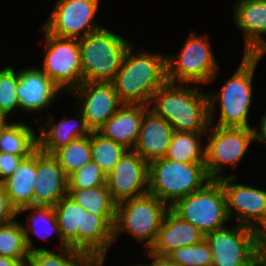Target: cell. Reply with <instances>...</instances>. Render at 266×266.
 <instances>
[{
    "mask_svg": "<svg viewBox=\"0 0 266 266\" xmlns=\"http://www.w3.org/2000/svg\"><path fill=\"white\" fill-rule=\"evenodd\" d=\"M61 238L89 257H105L113 242V228L100 216L85 211L68 194L54 207Z\"/></svg>",
    "mask_w": 266,
    "mask_h": 266,
    "instance_id": "cell-1",
    "label": "cell"
},
{
    "mask_svg": "<svg viewBox=\"0 0 266 266\" xmlns=\"http://www.w3.org/2000/svg\"><path fill=\"white\" fill-rule=\"evenodd\" d=\"M128 47L112 84L123 104L150 106L153 94L167 82L166 55Z\"/></svg>",
    "mask_w": 266,
    "mask_h": 266,
    "instance_id": "cell-2",
    "label": "cell"
},
{
    "mask_svg": "<svg viewBox=\"0 0 266 266\" xmlns=\"http://www.w3.org/2000/svg\"><path fill=\"white\" fill-rule=\"evenodd\" d=\"M166 82L152 97L151 109L180 132H205L210 126L207 93Z\"/></svg>",
    "mask_w": 266,
    "mask_h": 266,
    "instance_id": "cell-3",
    "label": "cell"
},
{
    "mask_svg": "<svg viewBox=\"0 0 266 266\" xmlns=\"http://www.w3.org/2000/svg\"><path fill=\"white\" fill-rule=\"evenodd\" d=\"M210 180L205 162H180L164 157L148 163V192L165 203L169 201V206Z\"/></svg>",
    "mask_w": 266,
    "mask_h": 266,
    "instance_id": "cell-4",
    "label": "cell"
},
{
    "mask_svg": "<svg viewBox=\"0 0 266 266\" xmlns=\"http://www.w3.org/2000/svg\"><path fill=\"white\" fill-rule=\"evenodd\" d=\"M263 55L244 54L243 60L223 87L220 94H207L209 101V122L213 120V109L218 99L221 104V115L215 126L251 128L247 116L252 99V79L257 62Z\"/></svg>",
    "mask_w": 266,
    "mask_h": 266,
    "instance_id": "cell-5",
    "label": "cell"
},
{
    "mask_svg": "<svg viewBox=\"0 0 266 266\" xmlns=\"http://www.w3.org/2000/svg\"><path fill=\"white\" fill-rule=\"evenodd\" d=\"M78 41L83 82H112L130 46L128 40L101 28Z\"/></svg>",
    "mask_w": 266,
    "mask_h": 266,
    "instance_id": "cell-6",
    "label": "cell"
},
{
    "mask_svg": "<svg viewBox=\"0 0 266 266\" xmlns=\"http://www.w3.org/2000/svg\"><path fill=\"white\" fill-rule=\"evenodd\" d=\"M168 210L169 205L149 192L117 204L113 241L125 230L150 249Z\"/></svg>",
    "mask_w": 266,
    "mask_h": 266,
    "instance_id": "cell-7",
    "label": "cell"
},
{
    "mask_svg": "<svg viewBox=\"0 0 266 266\" xmlns=\"http://www.w3.org/2000/svg\"><path fill=\"white\" fill-rule=\"evenodd\" d=\"M169 209L190 222L204 235L221 228L229 220L221 182L211 179L201 189L176 200Z\"/></svg>",
    "mask_w": 266,
    "mask_h": 266,
    "instance_id": "cell-8",
    "label": "cell"
},
{
    "mask_svg": "<svg viewBox=\"0 0 266 266\" xmlns=\"http://www.w3.org/2000/svg\"><path fill=\"white\" fill-rule=\"evenodd\" d=\"M212 252V266H253L262 253L258 231L237 223L205 235Z\"/></svg>",
    "mask_w": 266,
    "mask_h": 266,
    "instance_id": "cell-9",
    "label": "cell"
},
{
    "mask_svg": "<svg viewBox=\"0 0 266 266\" xmlns=\"http://www.w3.org/2000/svg\"><path fill=\"white\" fill-rule=\"evenodd\" d=\"M206 37L192 35L178 57H166L167 82L206 84L216 78L218 65Z\"/></svg>",
    "mask_w": 266,
    "mask_h": 266,
    "instance_id": "cell-10",
    "label": "cell"
},
{
    "mask_svg": "<svg viewBox=\"0 0 266 266\" xmlns=\"http://www.w3.org/2000/svg\"><path fill=\"white\" fill-rule=\"evenodd\" d=\"M211 129L205 147V169L210 179L218 180L224 164L235 167L242 160L254 141V132L253 128L214 126Z\"/></svg>",
    "mask_w": 266,
    "mask_h": 266,
    "instance_id": "cell-11",
    "label": "cell"
},
{
    "mask_svg": "<svg viewBox=\"0 0 266 266\" xmlns=\"http://www.w3.org/2000/svg\"><path fill=\"white\" fill-rule=\"evenodd\" d=\"M41 29L46 37V57L41 70L60 89L72 91L83 82L79 41L51 35Z\"/></svg>",
    "mask_w": 266,
    "mask_h": 266,
    "instance_id": "cell-12",
    "label": "cell"
},
{
    "mask_svg": "<svg viewBox=\"0 0 266 266\" xmlns=\"http://www.w3.org/2000/svg\"><path fill=\"white\" fill-rule=\"evenodd\" d=\"M98 4L99 0H58L42 28L62 38H83L102 28L93 23Z\"/></svg>",
    "mask_w": 266,
    "mask_h": 266,
    "instance_id": "cell-13",
    "label": "cell"
},
{
    "mask_svg": "<svg viewBox=\"0 0 266 266\" xmlns=\"http://www.w3.org/2000/svg\"><path fill=\"white\" fill-rule=\"evenodd\" d=\"M236 176L218 179L226 196V209L229 220L235 211L238 224L259 231L266 224V191L241 184H234ZM256 222H253V221ZM259 223V226L256 223Z\"/></svg>",
    "mask_w": 266,
    "mask_h": 266,
    "instance_id": "cell-14",
    "label": "cell"
},
{
    "mask_svg": "<svg viewBox=\"0 0 266 266\" xmlns=\"http://www.w3.org/2000/svg\"><path fill=\"white\" fill-rule=\"evenodd\" d=\"M106 186L116 204L147 193L148 163L128 149L106 176Z\"/></svg>",
    "mask_w": 266,
    "mask_h": 266,
    "instance_id": "cell-15",
    "label": "cell"
},
{
    "mask_svg": "<svg viewBox=\"0 0 266 266\" xmlns=\"http://www.w3.org/2000/svg\"><path fill=\"white\" fill-rule=\"evenodd\" d=\"M71 93L79 97L81 115L92 131L102 127L123 105L112 82H82Z\"/></svg>",
    "mask_w": 266,
    "mask_h": 266,
    "instance_id": "cell-16",
    "label": "cell"
},
{
    "mask_svg": "<svg viewBox=\"0 0 266 266\" xmlns=\"http://www.w3.org/2000/svg\"><path fill=\"white\" fill-rule=\"evenodd\" d=\"M36 177L33 205L54 207L68 194V176L58 160L39 149L36 150Z\"/></svg>",
    "mask_w": 266,
    "mask_h": 266,
    "instance_id": "cell-17",
    "label": "cell"
},
{
    "mask_svg": "<svg viewBox=\"0 0 266 266\" xmlns=\"http://www.w3.org/2000/svg\"><path fill=\"white\" fill-rule=\"evenodd\" d=\"M203 239H205V235L198 228L190 222L182 220L169 209L148 255L156 260H164L174 250L197 244Z\"/></svg>",
    "mask_w": 266,
    "mask_h": 266,
    "instance_id": "cell-18",
    "label": "cell"
},
{
    "mask_svg": "<svg viewBox=\"0 0 266 266\" xmlns=\"http://www.w3.org/2000/svg\"><path fill=\"white\" fill-rule=\"evenodd\" d=\"M238 1L234 7V20L244 33V54L264 55L266 41L262 34H266V0Z\"/></svg>",
    "mask_w": 266,
    "mask_h": 266,
    "instance_id": "cell-19",
    "label": "cell"
},
{
    "mask_svg": "<svg viewBox=\"0 0 266 266\" xmlns=\"http://www.w3.org/2000/svg\"><path fill=\"white\" fill-rule=\"evenodd\" d=\"M59 91L61 89L39 68L18 72L16 93L20 108L27 112H39L50 106Z\"/></svg>",
    "mask_w": 266,
    "mask_h": 266,
    "instance_id": "cell-20",
    "label": "cell"
},
{
    "mask_svg": "<svg viewBox=\"0 0 266 266\" xmlns=\"http://www.w3.org/2000/svg\"><path fill=\"white\" fill-rule=\"evenodd\" d=\"M173 132V127L165 119L148 109L143 115L138 141L133 150L147 163L164 158Z\"/></svg>",
    "mask_w": 266,
    "mask_h": 266,
    "instance_id": "cell-21",
    "label": "cell"
},
{
    "mask_svg": "<svg viewBox=\"0 0 266 266\" xmlns=\"http://www.w3.org/2000/svg\"><path fill=\"white\" fill-rule=\"evenodd\" d=\"M149 107L123 104L97 131L104 137L132 150L138 141L143 115Z\"/></svg>",
    "mask_w": 266,
    "mask_h": 266,
    "instance_id": "cell-22",
    "label": "cell"
},
{
    "mask_svg": "<svg viewBox=\"0 0 266 266\" xmlns=\"http://www.w3.org/2000/svg\"><path fill=\"white\" fill-rule=\"evenodd\" d=\"M36 151L24 158L15 171L2 183L11 205L20 208L33 205L34 187L36 185Z\"/></svg>",
    "mask_w": 266,
    "mask_h": 266,
    "instance_id": "cell-23",
    "label": "cell"
},
{
    "mask_svg": "<svg viewBox=\"0 0 266 266\" xmlns=\"http://www.w3.org/2000/svg\"><path fill=\"white\" fill-rule=\"evenodd\" d=\"M50 120V129L41 126L40 135L37 137L38 149L49 155H53L72 140L89 136L92 131L87 126L83 115L79 121L66 120V117H64L58 124H55L52 117H50Z\"/></svg>",
    "mask_w": 266,
    "mask_h": 266,
    "instance_id": "cell-24",
    "label": "cell"
},
{
    "mask_svg": "<svg viewBox=\"0 0 266 266\" xmlns=\"http://www.w3.org/2000/svg\"><path fill=\"white\" fill-rule=\"evenodd\" d=\"M68 195L85 211L100 215L113 228L117 204L113 201L107 186L68 189Z\"/></svg>",
    "mask_w": 266,
    "mask_h": 266,
    "instance_id": "cell-25",
    "label": "cell"
},
{
    "mask_svg": "<svg viewBox=\"0 0 266 266\" xmlns=\"http://www.w3.org/2000/svg\"><path fill=\"white\" fill-rule=\"evenodd\" d=\"M37 149V136L28 125L15 122L0 127V152L27 158Z\"/></svg>",
    "mask_w": 266,
    "mask_h": 266,
    "instance_id": "cell-26",
    "label": "cell"
},
{
    "mask_svg": "<svg viewBox=\"0 0 266 266\" xmlns=\"http://www.w3.org/2000/svg\"><path fill=\"white\" fill-rule=\"evenodd\" d=\"M202 133L174 131L165 158L180 162H205V148L202 149L199 142Z\"/></svg>",
    "mask_w": 266,
    "mask_h": 266,
    "instance_id": "cell-27",
    "label": "cell"
},
{
    "mask_svg": "<svg viewBox=\"0 0 266 266\" xmlns=\"http://www.w3.org/2000/svg\"><path fill=\"white\" fill-rule=\"evenodd\" d=\"M30 211L32 212L31 216H29L28 218V223L29 226H27V228L25 226L22 225L23 227V231H24V234H25V244H26V247L29 251V253H32L34 251H37V250H47L44 248H33L32 247V241L29 237V230H31L32 232H34L35 235H38L40 233V231H38L37 229V224H41V222L43 221V223H45V227L46 228H49L50 226V229L49 231L47 229H44L45 231L47 230L46 233H49V234H45V231H44V235H40L41 238H44L46 239L47 236H50L54 231H57V233L59 234L60 236V240H61V246L60 248L63 249V248H66V247H69V245L61 238V235H60V228H59V225H58V222H57V216H56V213H55V210L52 206H43V205H29V206H26V207H23V208H20L18 211H17V214H20L21 212H25V211ZM44 227V228H45ZM42 230V229H41ZM41 233V234H42Z\"/></svg>",
    "mask_w": 266,
    "mask_h": 266,
    "instance_id": "cell-28",
    "label": "cell"
},
{
    "mask_svg": "<svg viewBox=\"0 0 266 266\" xmlns=\"http://www.w3.org/2000/svg\"><path fill=\"white\" fill-rule=\"evenodd\" d=\"M0 256L18 260L23 266L28 264L23 227L14 219L0 225Z\"/></svg>",
    "mask_w": 266,
    "mask_h": 266,
    "instance_id": "cell-29",
    "label": "cell"
},
{
    "mask_svg": "<svg viewBox=\"0 0 266 266\" xmlns=\"http://www.w3.org/2000/svg\"><path fill=\"white\" fill-rule=\"evenodd\" d=\"M90 148L92 161L99 165L106 176L128 150L124 145L104 137L98 131L90 133Z\"/></svg>",
    "mask_w": 266,
    "mask_h": 266,
    "instance_id": "cell-30",
    "label": "cell"
},
{
    "mask_svg": "<svg viewBox=\"0 0 266 266\" xmlns=\"http://www.w3.org/2000/svg\"><path fill=\"white\" fill-rule=\"evenodd\" d=\"M53 156L67 176L82 168L91 159L90 135L72 140L57 150Z\"/></svg>",
    "mask_w": 266,
    "mask_h": 266,
    "instance_id": "cell-31",
    "label": "cell"
},
{
    "mask_svg": "<svg viewBox=\"0 0 266 266\" xmlns=\"http://www.w3.org/2000/svg\"><path fill=\"white\" fill-rule=\"evenodd\" d=\"M164 261L169 266H212V252L203 239L197 244L174 250Z\"/></svg>",
    "mask_w": 266,
    "mask_h": 266,
    "instance_id": "cell-32",
    "label": "cell"
},
{
    "mask_svg": "<svg viewBox=\"0 0 266 266\" xmlns=\"http://www.w3.org/2000/svg\"><path fill=\"white\" fill-rule=\"evenodd\" d=\"M57 254L48 250L29 253L28 266H81L89 256L70 247L61 249Z\"/></svg>",
    "mask_w": 266,
    "mask_h": 266,
    "instance_id": "cell-33",
    "label": "cell"
},
{
    "mask_svg": "<svg viewBox=\"0 0 266 266\" xmlns=\"http://www.w3.org/2000/svg\"><path fill=\"white\" fill-rule=\"evenodd\" d=\"M106 186V174L94 161L68 176V189H86Z\"/></svg>",
    "mask_w": 266,
    "mask_h": 266,
    "instance_id": "cell-34",
    "label": "cell"
},
{
    "mask_svg": "<svg viewBox=\"0 0 266 266\" xmlns=\"http://www.w3.org/2000/svg\"><path fill=\"white\" fill-rule=\"evenodd\" d=\"M18 87V73L13 67H6L0 71V109L8 116L14 108H20L16 93Z\"/></svg>",
    "mask_w": 266,
    "mask_h": 266,
    "instance_id": "cell-35",
    "label": "cell"
},
{
    "mask_svg": "<svg viewBox=\"0 0 266 266\" xmlns=\"http://www.w3.org/2000/svg\"><path fill=\"white\" fill-rule=\"evenodd\" d=\"M23 159L22 156L0 152V183L12 175Z\"/></svg>",
    "mask_w": 266,
    "mask_h": 266,
    "instance_id": "cell-36",
    "label": "cell"
},
{
    "mask_svg": "<svg viewBox=\"0 0 266 266\" xmlns=\"http://www.w3.org/2000/svg\"><path fill=\"white\" fill-rule=\"evenodd\" d=\"M16 209L11 205L3 183H0V225L14 219Z\"/></svg>",
    "mask_w": 266,
    "mask_h": 266,
    "instance_id": "cell-37",
    "label": "cell"
},
{
    "mask_svg": "<svg viewBox=\"0 0 266 266\" xmlns=\"http://www.w3.org/2000/svg\"><path fill=\"white\" fill-rule=\"evenodd\" d=\"M260 121V132L258 133L256 129H253L254 141H265L266 143V114L262 116Z\"/></svg>",
    "mask_w": 266,
    "mask_h": 266,
    "instance_id": "cell-38",
    "label": "cell"
},
{
    "mask_svg": "<svg viewBox=\"0 0 266 266\" xmlns=\"http://www.w3.org/2000/svg\"><path fill=\"white\" fill-rule=\"evenodd\" d=\"M258 237L260 250L266 253V224L258 231Z\"/></svg>",
    "mask_w": 266,
    "mask_h": 266,
    "instance_id": "cell-39",
    "label": "cell"
},
{
    "mask_svg": "<svg viewBox=\"0 0 266 266\" xmlns=\"http://www.w3.org/2000/svg\"><path fill=\"white\" fill-rule=\"evenodd\" d=\"M105 257H89L81 266H102Z\"/></svg>",
    "mask_w": 266,
    "mask_h": 266,
    "instance_id": "cell-40",
    "label": "cell"
},
{
    "mask_svg": "<svg viewBox=\"0 0 266 266\" xmlns=\"http://www.w3.org/2000/svg\"><path fill=\"white\" fill-rule=\"evenodd\" d=\"M0 266H23L18 260L0 256Z\"/></svg>",
    "mask_w": 266,
    "mask_h": 266,
    "instance_id": "cell-41",
    "label": "cell"
},
{
    "mask_svg": "<svg viewBox=\"0 0 266 266\" xmlns=\"http://www.w3.org/2000/svg\"><path fill=\"white\" fill-rule=\"evenodd\" d=\"M253 266H266V253H261L254 261Z\"/></svg>",
    "mask_w": 266,
    "mask_h": 266,
    "instance_id": "cell-42",
    "label": "cell"
},
{
    "mask_svg": "<svg viewBox=\"0 0 266 266\" xmlns=\"http://www.w3.org/2000/svg\"><path fill=\"white\" fill-rule=\"evenodd\" d=\"M153 266H169L164 260H153Z\"/></svg>",
    "mask_w": 266,
    "mask_h": 266,
    "instance_id": "cell-43",
    "label": "cell"
},
{
    "mask_svg": "<svg viewBox=\"0 0 266 266\" xmlns=\"http://www.w3.org/2000/svg\"><path fill=\"white\" fill-rule=\"evenodd\" d=\"M6 117L7 116L0 109V127H2L4 124H6Z\"/></svg>",
    "mask_w": 266,
    "mask_h": 266,
    "instance_id": "cell-44",
    "label": "cell"
},
{
    "mask_svg": "<svg viewBox=\"0 0 266 266\" xmlns=\"http://www.w3.org/2000/svg\"><path fill=\"white\" fill-rule=\"evenodd\" d=\"M139 266H144V265H139ZM145 266H147V265H145ZM149 266H153V261L151 262V264Z\"/></svg>",
    "mask_w": 266,
    "mask_h": 266,
    "instance_id": "cell-45",
    "label": "cell"
}]
</instances>
